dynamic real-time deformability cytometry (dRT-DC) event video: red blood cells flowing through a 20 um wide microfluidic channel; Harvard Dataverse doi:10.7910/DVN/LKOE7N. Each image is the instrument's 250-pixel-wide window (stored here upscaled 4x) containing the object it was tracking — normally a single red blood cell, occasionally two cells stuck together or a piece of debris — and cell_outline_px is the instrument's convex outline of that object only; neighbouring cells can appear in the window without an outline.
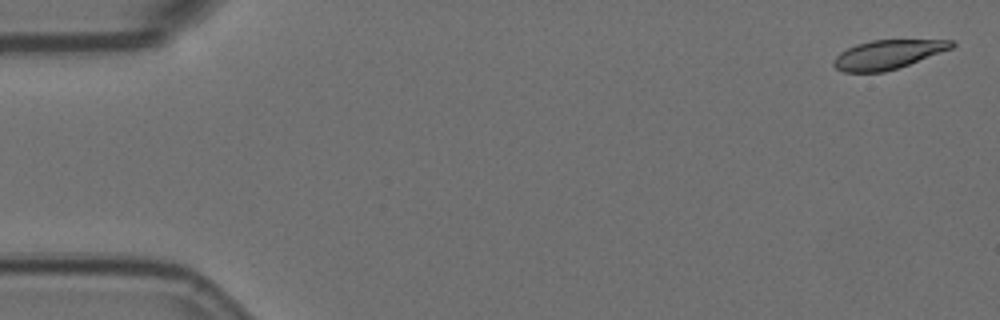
{"species": "Egyptian fruit bat (a non-hibernating species)", "species_latin": "Rousettus aegyptiacus", "temperature_condition": "room temperature", "stored_images_in_passage": 57, "camera_frame_rate_fps": 3000, "um_per_image_px": 0.085, "animal": {"sex": "female"}, "frame": {"image": 1, "passage_image": 2, "time_ms": 0.333, "image_size_px": [1000, 320], "cell_outline_px": [[956, 44], [952, 48], [908, 64], [884, 72], [844, 72], [836, 68], [832, 64], [836, 56], [840, 52], [856, 44], [872, 40], [956, 40]], "centroid_in_image_um": [75.45, 4.62], "position_along_channel_um": 9.6, "area_um2": 19.71}}
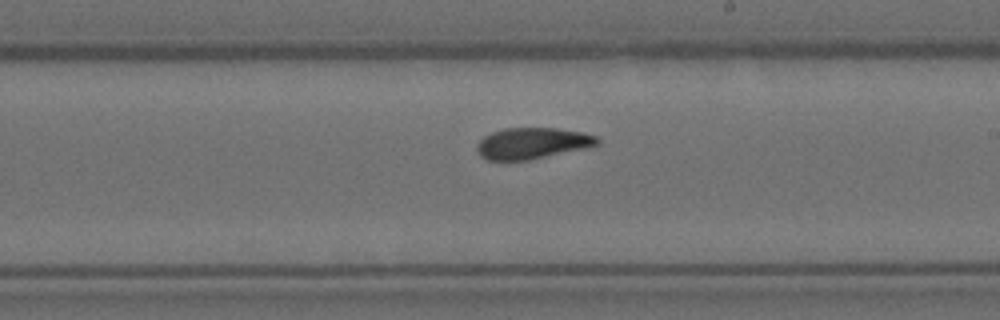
{"frame": {"image": 2, "passage_image": 33, "time_ms": 10.667, "image_size_px": [1000, 320], "cell_outline_px": [[600, 144], [588, 148], [528, 160], [484, 160], [480, 156], [476, 148], [476, 144], [484, 136], [492, 132], [504, 128], [556, 128], [580, 132], [596, 136], [600, 140]], "centroid_in_image_um": [45.23, 12.18], "position_along_channel_um": 243.8, "area_um2": 22.02}}
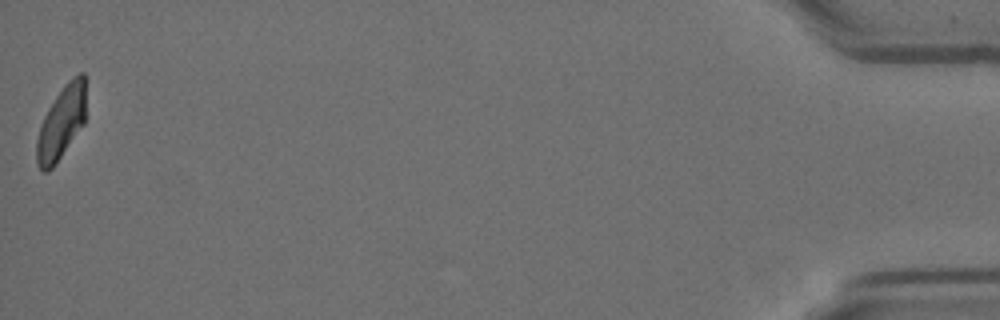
{"frame": {"image": 3, "passage_image": 57, "time_ms": 18.667, "image_size_px": [1000, 320], "cell_outline_px": [[84, 124], [56, 164], [48, 172], [44, 172], [36, 164], [36, 140], [40, 124], [48, 108], [64, 84], [72, 76], [80, 72], [84, 72]], "centroid_in_image_um": [5.18, 10.46], "position_along_channel_um": 430.0, "area_um2": 20.92}, "authors_computed_cell_mechanics": {"area_um2": 22.1374, "velocity_mm_per_s": 3.573, "shape_relaxation_time_tau1_ms": 5.5027, "shape_relaxation_time_tau2_ms": 2.4707, "deformation_change_tau1": 0.1549, "deformation_change_tau2": 0.0735}}